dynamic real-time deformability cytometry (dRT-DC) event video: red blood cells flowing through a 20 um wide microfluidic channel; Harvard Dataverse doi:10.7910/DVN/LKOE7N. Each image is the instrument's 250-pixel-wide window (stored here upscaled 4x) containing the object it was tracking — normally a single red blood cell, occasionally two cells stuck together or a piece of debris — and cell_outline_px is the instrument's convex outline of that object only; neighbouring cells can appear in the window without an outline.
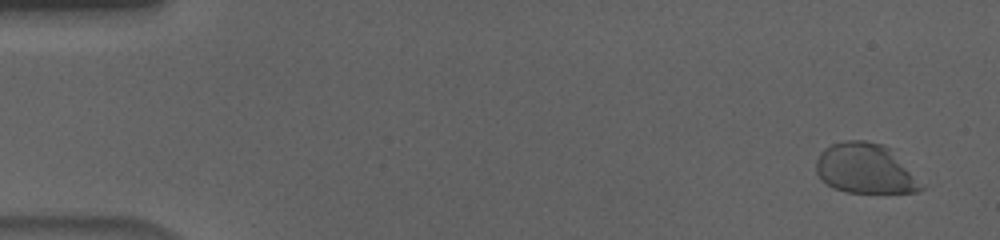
{"species": "human", "species_latin": "Homo sapiens", "temperature_condition": "cold", "stored_images_in_passage": 57, "camera_frame_rate_fps": 3000, "um_per_image_px": 0.085, "donor": {"sex": "male"}, "frame": {"image": 1, "passage_image": 3, "time_ms": 0.667, "image_size_px": [1000, 240], "cell_outline_px": [[924, 188], [916, 192], [844, 192], [832, 188], [820, 180], [816, 172], [816, 160], [820, 152], [824, 148], [832, 144], [844, 140], [864, 140], [884, 144], [888, 148]], "centroid_in_image_um": [73.43, 14.33], "position_along_channel_um": 11.6, "area_um2": 30.11}}
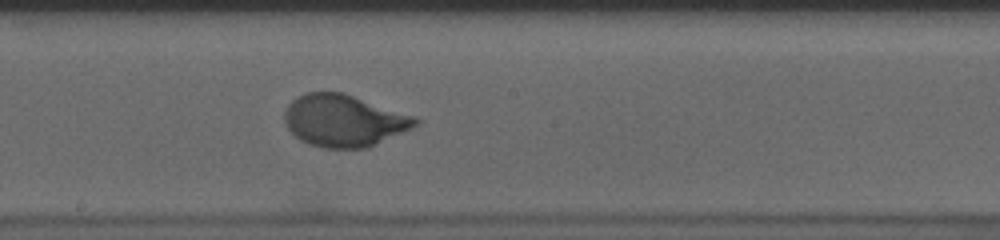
{"frame": {"image": 2, "passage_image": 32, "time_ms": 10.333, "image_size_px": [1000, 240], "cell_outline_px": [[420, 124], [412, 128], [364, 148], [324, 148], [308, 144], [300, 140], [288, 128], [284, 120], [284, 112], [288, 104], [296, 96], [308, 92], [344, 92], [416, 116], [420, 120]], "centroid_in_image_um": [29.23, 10.23], "position_along_channel_um": 219.0, "area_um2": 39.71}}
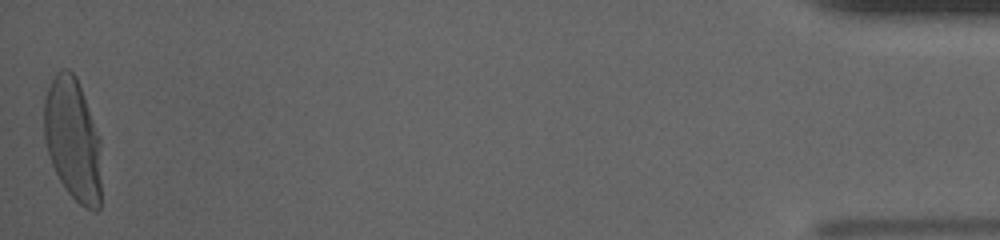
{"frame": {"image": 3, "passage_image": 57, "time_ms": 18.667, "image_size_px": [1000, 240], "cell_outline_px": [[100, 208], [96, 212], [92, 212], [84, 208], [68, 192], [60, 180], [52, 164], [48, 152], [44, 136], [44, 100], [48, 88], [56, 72], [60, 68], [68, 68], [76, 76], [100, 136]], "centroid_in_image_um": [6.2, 11.85], "position_along_channel_um": 429.0, "area_um2": 41.04}, "authors_computed_cell_mechanics": {"area_um2": 38.726, "velocity_mm_per_s": 3.6184, "shape_relaxation_time_tau1_ms": 3.9695, "shape_relaxation_time_tau2_ms": null, "deformation_change_tau1": 0.1975, "deformation_change_tau2": null}}